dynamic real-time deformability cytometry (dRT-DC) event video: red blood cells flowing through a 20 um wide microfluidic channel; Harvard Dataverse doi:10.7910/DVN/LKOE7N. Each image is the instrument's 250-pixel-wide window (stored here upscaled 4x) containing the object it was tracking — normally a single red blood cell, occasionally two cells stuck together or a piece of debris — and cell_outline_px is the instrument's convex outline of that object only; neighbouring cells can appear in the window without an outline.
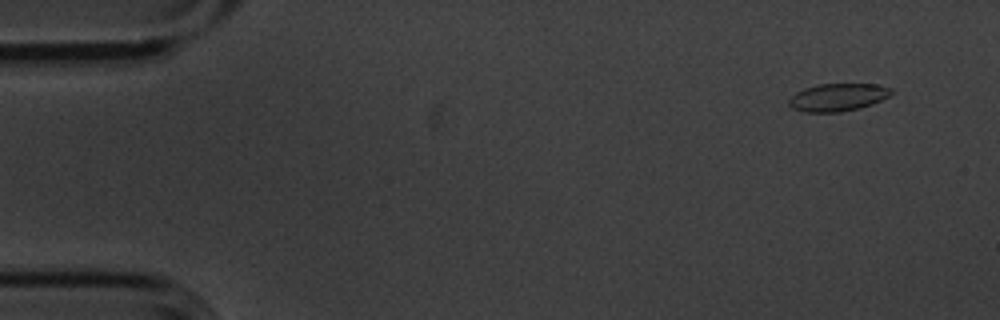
{"species": "common noctule bat (a hibernating species)", "species_latin": "Nyctalus noctula", "temperature_condition": "cold", "stored_images_in_passage": 4, "camera_frame_rate_fps": 3000, "um_per_image_px": 0.085, "animal": {"sex": "male", "body_mass_g": 20.1, "forearm_length_mm": 53.5}, "frame": {"image": 1, "passage_image": 1, "time_ms": 0.0, "image_size_px": [1000, 320], "cell_outline_px": [[892, 92], [888, 96], [872, 104], [860, 108], [840, 112], [804, 112], [792, 108], [788, 104], [788, 100], [796, 92], [804, 88], [816, 84], [880, 84], [892, 88]], "centroid_in_image_um": [71.2, 8.26], "position_along_channel_um": 13.8, "area_um2": 16.59}}